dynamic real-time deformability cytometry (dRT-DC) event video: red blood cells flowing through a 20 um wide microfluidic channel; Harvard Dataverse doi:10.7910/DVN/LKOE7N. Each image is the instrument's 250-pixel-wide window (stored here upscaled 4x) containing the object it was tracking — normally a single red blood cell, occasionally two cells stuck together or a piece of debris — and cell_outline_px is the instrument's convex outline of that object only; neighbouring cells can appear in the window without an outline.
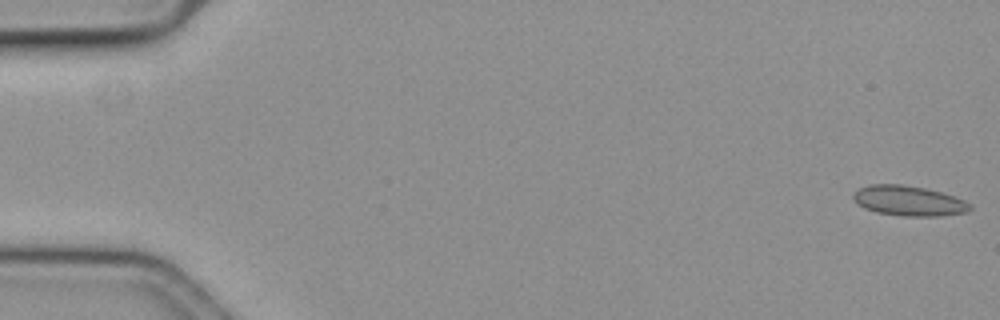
{"species": "common noctule bat (a hibernating species)", "species_latin": "Nyctalus noctula", "temperature_condition": "cold", "stored_images_in_passage": 58, "camera_frame_rate_fps": 3000, "um_per_image_px": 0.085, "animal": {"sex": "female", "body_mass_g": 19.3, "forearm_length_mm": 54.1}, "frame": {"image": 1, "passage_image": 1, "time_ms": 0.0, "image_size_px": [1000, 320], "cell_outline_px": [[972, 208], [968, 212], [940, 216], [904, 216], [876, 212], [864, 208], [856, 204], [852, 200], [852, 196], [860, 188], [868, 184], [900, 184], [924, 188], [940, 192], [964, 200], [972, 204]], "centroid_in_image_um": [77.23, 17.07], "position_along_channel_um": 7.8, "area_um2": 20.52}}
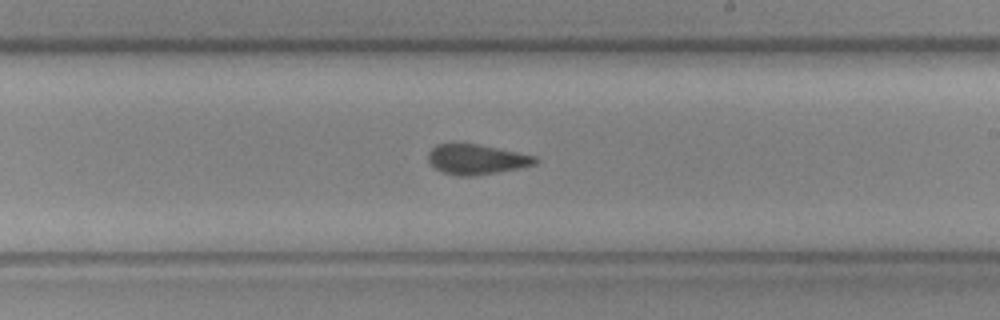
{"frame": {"image": 2, "passage_image": 34, "time_ms": 11.0, "image_size_px": [1000, 320], "cell_outline_px": [[540, 160], [536, 164], [520, 168], [472, 176], [456, 176], [444, 172], [436, 168], [428, 160], [428, 152], [436, 144], [452, 140], [456, 140], [536, 156]], "centroid_in_image_um": [40.46, 13.5], "position_along_channel_um": 248.5, "area_um2": 19.13}}
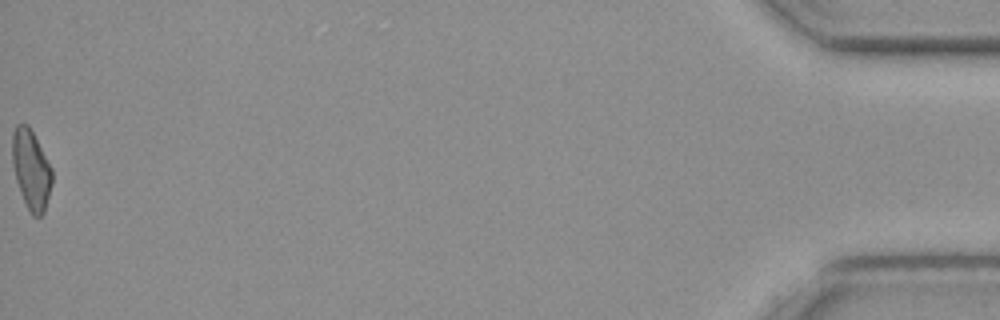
{"frame": {"image": 3, "passage_image": 58, "time_ms": 19.0, "image_size_px": [1000, 320], "cell_outline_px": [[52, 184], [44, 212], [40, 216], [32, 216], [20, 192], [16, 180], [12, 164], [12, 132], [16, 124], [28, 124], [52, 168]], "centroid_in_image_um": [2.64, 14.4], "position_along_channel_um": 432.6, "area_um2": 18.38}, "authors_computed_cell_mechanics": {"area_um2": 19.3341, "velocity_mm_per_s": 3.6393, "shape_relaxation_time_tau1_ms": null, "shape_relaxation_time_tau2_ms": 2.2534, "deformation_change_tau1": null, "deformation_change_tau2": 0.0676}}